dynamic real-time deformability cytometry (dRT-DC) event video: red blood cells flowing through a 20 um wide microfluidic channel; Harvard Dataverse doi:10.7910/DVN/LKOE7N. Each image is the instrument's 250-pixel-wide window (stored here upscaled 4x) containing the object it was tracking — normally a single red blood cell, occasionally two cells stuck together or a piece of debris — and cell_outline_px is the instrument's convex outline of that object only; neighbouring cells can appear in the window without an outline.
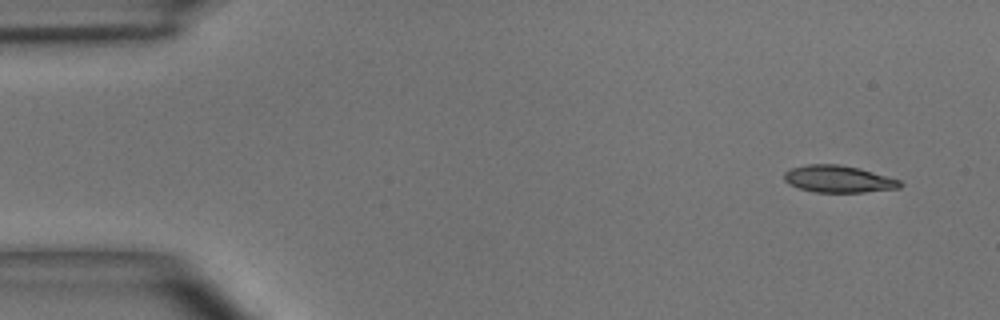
{"species": "common noctule bat (a hibernating species)", "species_latin": "Nyctalus noctula", "temperature_condition": "room temperature", "stored_images_in_passage": 48, "camera_frame_rate_fps": 3000, "um_per_image_px": 0.085, "animal": {"sex": "male", "body_mass_g": 15.6}, "frame": {"image": 1, "passage_image": 3, "time_ms": 0.667, "image_size_px": [1000, 320], "cell_outline_px": [[904, 184], [900, 188], [864, 192], [816, 192], [800, 188], [788, 184], [784, 180], [784, 172], [788, 168], [808, 164], [840, 164], [860, 168], [900, 180]], "centroid_in_image_um": [71.25, 15.21], "position_along_channel_um": 13.7, "area_um2": 18.38}}
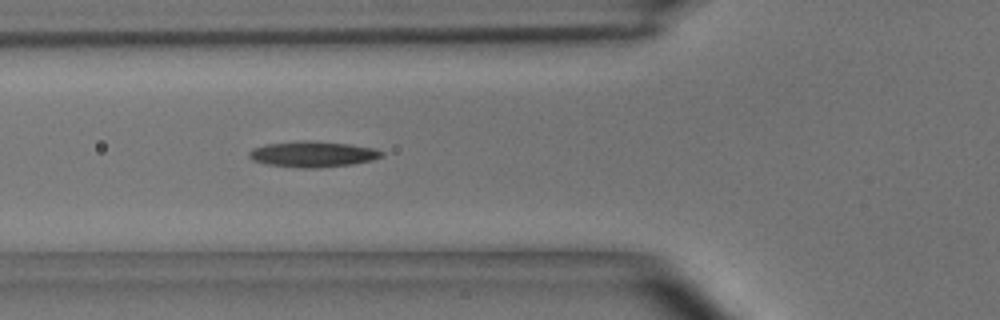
{"frame": {"image": 2, "passage_image": 17, "time_ms": 5.333, "image_size_px": [1000, 320], "cell_outline_px": [[384, 156], [372, 160], [352, 164], [320, 168], [300, 168], [264, 164], [252, 160], [248, 156], [248, 152], [252, 148], [264, 144], [304, 140], [348, 144], [376, 148], [384, 152]], "centroid_in_image_um": [26.56, 13.11], "position_along_channel_um": 99.2, "area_um2": 20.17}}
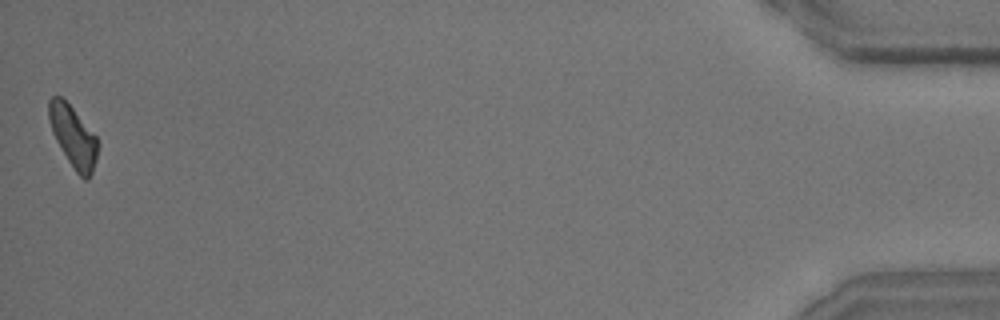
{"frame": {"image": 3, "passage_image": 48, "time_ms": 15.667, "image_size_px": [1000, 320], "cell_outline_px": [[96, 160], [92, 172], [88, 180], [84, 180], [76, 172], [68, 160], [56, 140], [52, 132], [48, 120], [48, 100], [52, 96], [60, 96], [72, 108], [96, 136]], "centroid_in_image_um": [6.18, 11.6], "position_along_channel_um": 429.0, "area_um2": 17.05}, "authors_computed_cell_mechanics": {"area_um2": 18.5538, "velocity_mm_per_s": 4.0788, "shape_relaxation_time_tau1_ms": 9.0904, "shape_relaxation_time_tau2_ms": null, "deformation_change_tau1": 0.2105, "deformation_change_tau2": null}}